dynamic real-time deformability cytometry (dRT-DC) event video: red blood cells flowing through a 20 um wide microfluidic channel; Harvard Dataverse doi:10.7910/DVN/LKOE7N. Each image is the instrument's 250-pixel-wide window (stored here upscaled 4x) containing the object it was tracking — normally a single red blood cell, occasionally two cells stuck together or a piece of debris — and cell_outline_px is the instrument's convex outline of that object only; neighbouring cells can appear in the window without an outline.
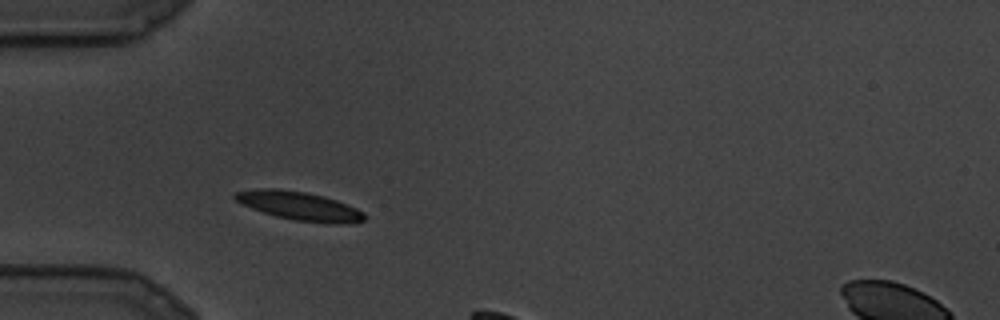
{"species": "common noctule bat (a hibernating species)", "species_latin": "Nyctalus noctula", "temperature_condition": "cold", "stored_images_in_passage": 6, "camera_frame_rate_fps": 3000, "um_per_image_px": 0.085, "animal": {"sex": "male", "body_mass_g": 19.5, "forearm_length_mm": 54.6}, "frame": {"image": 1, "passage_image": 4, "time_ms": 1.0, "image_size_px": [1000, 320], "cell_outline_px": [[364, 220], [352, 224], [332, 224], [292, 220], [276, 216], [252, 208], [236, 200], [232, 196], [236, 192], [260, 188], [280, 188], [308, 192], [324, 196], [336, 200], [356, 208], [364, 212]], "centroid_in_image_um": [25.49, 17.51], "position_along_channel_um": 59.5, "area_um2": 21.68}}